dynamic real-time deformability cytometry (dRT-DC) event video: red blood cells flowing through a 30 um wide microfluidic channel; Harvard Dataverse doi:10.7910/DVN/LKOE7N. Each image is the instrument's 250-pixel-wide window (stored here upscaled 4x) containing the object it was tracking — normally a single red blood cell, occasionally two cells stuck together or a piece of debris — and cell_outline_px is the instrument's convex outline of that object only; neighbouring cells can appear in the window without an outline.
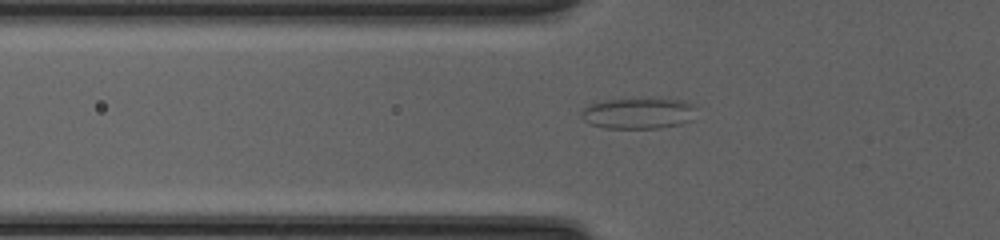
{"species": "common noctule bat (a hibernating species)", "species_latin": "Nyctalus noctula", "temperature_condition": "cold", "stored_images_in_passage": 51, "camera_frame_rate_fps": 3000, "um_per_image_px": 0.085, "animal": {"sex": "female", "body_mass_g": 20.0, "forearm_length_mm": 54.0}, "frame": {"image": 1, "passage_image": 19, "time_ms": 6.0, "image_size_px": [1000, 240], "cell_outline_px": [[692, 120], [680, 124], [660, 128], [604, 128], [588, 124], [580, 116], [580, 112], [588, 104], [604, 100], [652, 96], [660, 96], [684, 100], [692, 104]], "centroid_in_image_um": [54.22, 9.58], "position_along_channel_um": 71.6, "area_um2": 21.62}}
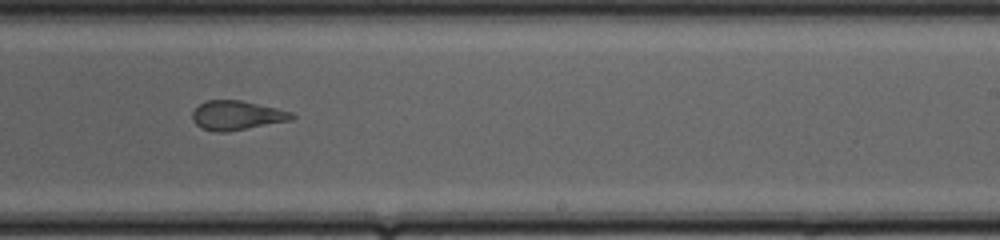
{"frame": {"image": 2, "passage_image": 33, "time_ms": 10.667, "image_size_px": [1000, 240], "cell_outline_px": [[296, 116], [292, 120], [228, 132], [216, 132], [200, 128], [192, 120], [192, 112], [200, 104], [208, 100], [240, 100], [276, 108], [292, 112]], "centroid_in_image_um": [20.12, 9.82], "position_along_channel_um": 268.9, "area_um2": 16.99}}
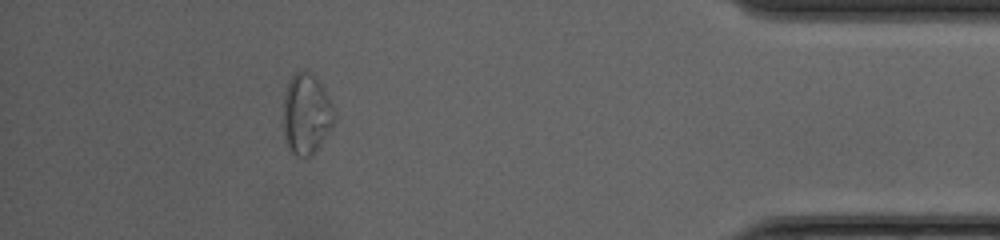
{"frame": {"image": 3, "passage_image": 46, "time_ms": 15.0, "image_size_px": [1000, 240], "cell_outline_px": [[336, 120], [316, 152], [308, 160], [304, 160], [288, 152], [284, 140], [284, 92], [288, 80], [296, 72], [312, 72], [320, 84], [332, 108]], "centroid_in_image_um": [26.0, 9.8], "position_along_channel_um": 409.2, "area_um2": 24.22}}